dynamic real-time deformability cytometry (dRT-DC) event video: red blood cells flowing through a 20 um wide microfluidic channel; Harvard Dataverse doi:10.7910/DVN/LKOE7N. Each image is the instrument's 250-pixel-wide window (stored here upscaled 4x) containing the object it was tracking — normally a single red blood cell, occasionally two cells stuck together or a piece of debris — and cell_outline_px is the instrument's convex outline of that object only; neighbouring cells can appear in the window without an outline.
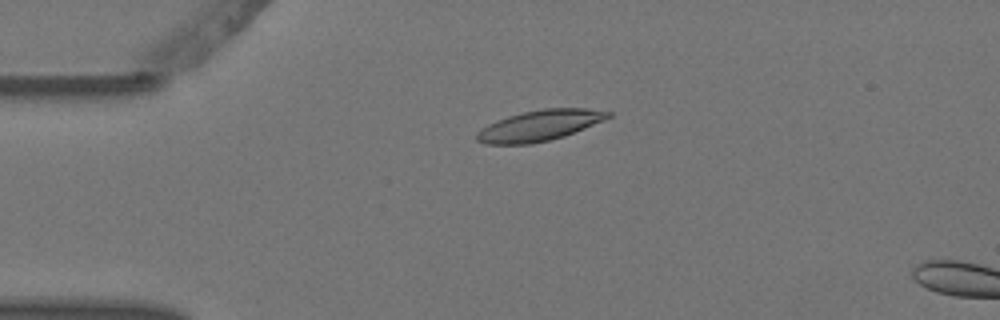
{"species": "Egyptian fruit bat (a non-hibernating species)", "species_latin": "Rousettus aegyptiacus", "temperature_condition": "warm", "stored_images_in_passage": 4, "camera_frame_rate_fps": 3000, "um_per_image_px": 0.085, "animal": {"sex": "female"}, "frame": {"image": 1, "passage_image": 2, "time_ms": 0.333, "image_size_px": [1000, 320], "cell_outline_px": [[612, 116], [604, 120], [564, 136], [532, 144], [484, 144], [476, 140], [476, 132], [480, 128], [488, 124], [508, 116], [524, 112], [544, 108], [588, 108], [612, 112]], "centroid_in_image_um": [45.85, 10.67], "position_along_channel_um": 39.2, "area_um2": 23.47}}